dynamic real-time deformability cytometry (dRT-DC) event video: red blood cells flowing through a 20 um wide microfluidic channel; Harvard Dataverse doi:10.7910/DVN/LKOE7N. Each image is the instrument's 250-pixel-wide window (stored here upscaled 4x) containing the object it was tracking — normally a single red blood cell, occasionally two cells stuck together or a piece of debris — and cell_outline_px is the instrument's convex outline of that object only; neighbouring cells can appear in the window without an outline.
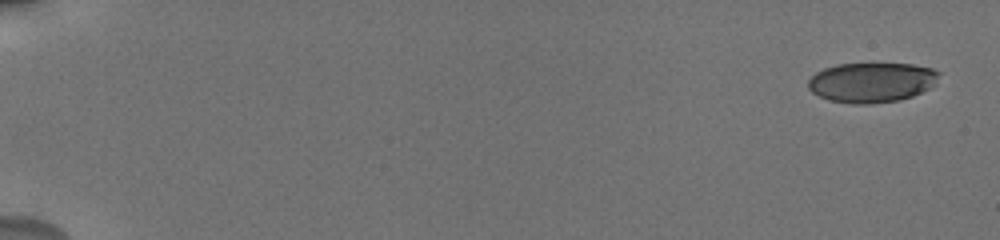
{"species": "human", "species_latin": "Homo sapiens", "temperature_condition": "cold", "stored_images_in_passage": 23, "camera_frame_rate_fps": 3000, "um_per_image_px": 0.085, "donor": {"sex": "male"}, "frame": {"image": 1, "passage_image": 1, "time_ms": 0.0, "image_size_px": [1000, 240], "cell_outline_px": [[940, 72], [936, 84], [932, 88], [912, 96], [900, 100], [868, 104], [856, 104], [828, 100], [812, 92], [808, 88], [808, 80], [816, 72], [824, 68], [836, 64], [912, 64], [932, 68]], "centroid_in_image_um": [74.11, 7.0], "position_along_channel_um": 10.9, "area_um2": 30.58}}
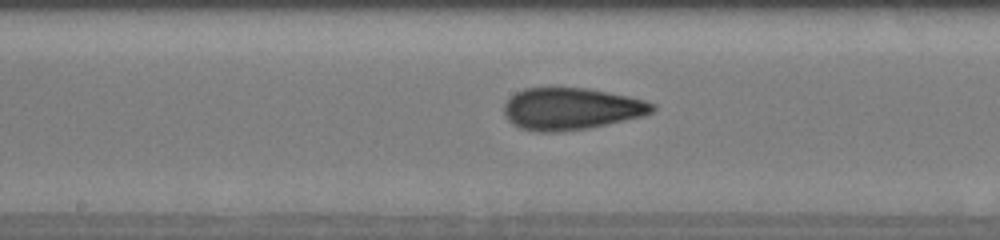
{"frame": {"image": 2, "passage_image": 15, "time_ms": 10.0, "image_size_px": [1000, 240], "cell_outline_px": [[656, 108], [652, 112], [644, 116], [588, 128], [560, 132], [540, 132], [520, 128], [512, 124], [504, 116], [504, 104], [516, 92], [524, 88], [588, 88], [628, 96], [644, 100], [656, 104]], "centroid_in_image_um": [48.55, 9.25], "position_along_channel_um": 199.6, "area_um2": 36.36}}
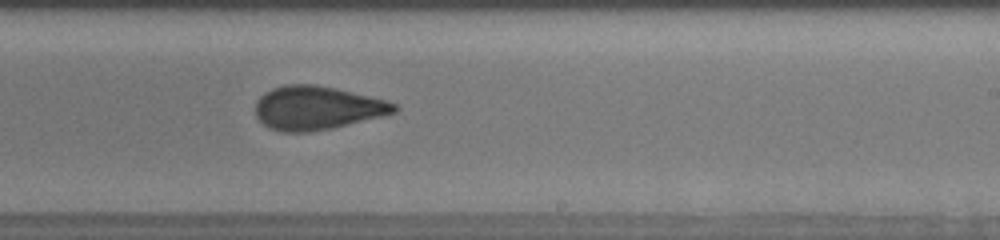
{"frame": {"image": 3, "passage_image": 20, "time_ms": 11.667, "image_size_px": [1000, 240], "cell_outline_px": [[400, 108], [396, 112], [332, 128], [308, 132], [280, 132], [268, 128], [256, 116], [256, 100], [264, 92], [272, 88], [284, 84], [316, 84], [336, 88], [388, 100], [396, 104]], "centroid_in_image_um": [26.93, 9.16], "position_along_channel_um": 262.1, "area_um2": 35.43}}